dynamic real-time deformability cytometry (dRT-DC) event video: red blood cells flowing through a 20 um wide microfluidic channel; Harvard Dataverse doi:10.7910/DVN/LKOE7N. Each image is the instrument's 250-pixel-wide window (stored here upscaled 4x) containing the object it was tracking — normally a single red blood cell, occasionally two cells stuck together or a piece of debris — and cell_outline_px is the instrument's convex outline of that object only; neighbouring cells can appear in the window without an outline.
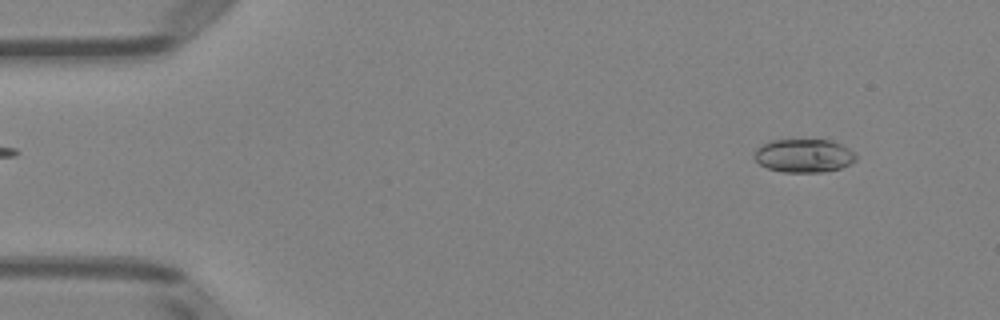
{"species": "Egyptian fruit bat (a non-hibernating species)", "species_latin": "Rousettus aegyptiacus", "temperature_condition": "room temperature", "stored_images_in_passage": 5, "segment_of_instrument_passage": [2, 2], "camera_frame_rate_fps": 3000, "um_per_image_px": 0.085, "animal": {"sex": "female"}, "frame": {"image": 1, "passage_image": 5, "time_ms": 5.667, "image_size_px": [1000, 320], "cell_outline_px": [[856, 160], [840, 168], [820, 172], [784, 172], [768, 168], [760, 164], [752, 156], [756, 148], [772, 140], [832, 140], [848, 148], [856, 156]], "centroid_in_image_um": [68.3, 13.23], "position_along_channel_um": 16.7, "area_um2": 19.59}}